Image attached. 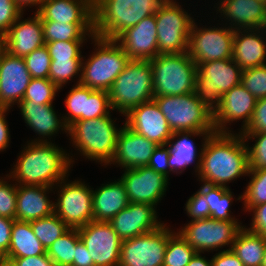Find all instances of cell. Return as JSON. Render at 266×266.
I'll use <instances>...</instances> for the list:
<instances>
[{"label":"cell","instance_id":"50","mask_svg":"<svg viewBox=\"0 0 266 266\" xmlns=\"http://www.w3.org/2000/svg\"><path fill=\"white\" fill-rule=\"evenodd\" d=\"M166 145H158L152 153L148 168L153 169L157 173L163 174L165 177H169V162L168 158L170 155L169 148H165Z\"/></svg>","mask_w":266,"mask_h":266},{"label":"cell","instance_id":"40","mask_svg":"<svg viewBox=\"0 0 266 266\" xmlns=\"http://www.w3.org/2000/svg\"><path fill=\"white\" fill-rule=\"evenodd\" d=\"M82 59H51L49 80L59 89L72 78L79 74L78 83L81 80Z\"/></svg>","mask_w":266,"mask_h":266},{"label":"cell","instance_id":"47","mask_svg":"<svg viewBox=\"0 0 266 266\" xmlns=\"http://www.w3.org/2000/svg\"><path fill=\"white\" fill-rule=\"evenodd\" d=\"M21 15L23 10L14 0H0V39Z\"/></svg>","mask_w":266,"mask_h":266},{"label":"cell","instance_id":"3","mask_svg":"<svg viewBox=\"0 0 266 266\" xmlns=\"http://www.w3.org/2000/svg\"><path fill=\"white\" fill-rule=\"evenodd\" d=\"M167 0H93L94 35L116 39L143 18L155 14Z\"/></svg>","mask_w":266,"mask_h":266},{"label":"cell","instance_id":"54","mask_svg":"<svg viewBox=\"0 0 266 266\" xmlns=\"http://www.w3.org/2000/svg\"><path fill=\"white\" fill-rule=\"evenodd\" d=\"M211 260L212 266H245L230 248L216 253Z\"/></svg>","mask_w":266,"mask_h":266},{"label":"cell","instance_id":"43","mask_svg":"<svg viewBox=\"0 0 266 266\" xmlns=\"http://www.w3.org/2000/svg\"><path fill=\"white\" fill-rule=\"evenodd\" d=\"M32 78L49 79L51 58L46 45L23 58Z\"/></svg>","mask_w":266,"mask_h":266},{"label":"cell","instance_id":"19","mask_svg":"<svg viewBox=\"0 0 266 266\" xmlns=\"http://www.w3.org/2000/svg\"><path fill=\"white\" fill-rule=\"evenodd\" d=\"M132 60H152L158 55L155 14L123 31L116 39Z\"/></svg>","mask_w":266,"mask_h":266},{"label":"cell","instance_id":"6","mask_svg":"<svg viewBox=\"0 0 266 266\" xmlns=\"http://www.w3.org/2000/svg\"><path fill=\"white\" fill-rule=\"evenodd\" d=\"M96 51L82 60L80 84L93 90L109 91L115 79L130 61L115 39L93 35Z\"/></svg>","mask_w":266,"mask_h":266},{"label":"cell","instance_id":"56","mask_svg":"<svg viewBox=\"0 0 266 266\" xmlns=\"http://www.w3.org/2000/svg\"><path fill=\"white\" fill-rule=\"evenodd\" d=\"M10 108L0 107V151L5 150L10 141L9 136V128L6 121V112L9 111Z\"/></svg>","mask_w":266,"mask_h":266},{"label":"cell","instance_id":"46","mask_svg":"<svg viewBox=\"0 0 266 266\" xmlns=\"http://www.w3.org/2000/svg\"><path fill=\"white\" fill-rule=\"evenodd\" d=\"M16 185V186H15ZM17 184H8L0 179V216L15 220L17 206Z\"/></svg>","mask_w":266,"mask_h":266},{"label":"cell","instance_id":"13","mask_svg":"<svg viewBox=\"0 0 266 266\" xmlns=\"http://www.w3.org/2000/svg\"><path fill=\"white\" fill-rule=\"evenodd\" d=\"M58 186L60 194L54 203V213L69 228L78 229L92 221V189L78 180L67 183L65 178L58 183Z\"/></svg>","mask_w":266,"mask_h":266},{"label":"cell","instance_id":"20","mask_svg":"<svg viewBox=\"0 0 266 266\" xmlns=\"http://www.w3.org/2000/svg\"><path fill=\"white\" fill-rule=\"evenodd\" d=\"M155 206L131 203L115 215L109 223L123 241L155 231L164 223L157 220Z\"/></svg>","mask_w":266,"mask_h":266},{"label":"cell","instance_id":"53","mask_svg":"<svg viewBox=\"0 0 266 266\" xmlns=\"http://www.w3.org/2000/svg\"><path fill=\"white\" fill-rule=\"evenodd\" d=\"M13 222V219L0 216V259L8 253Z\"/></svg>","mask_w":266,"mask_h":266},{"label":"cell","instance_id":"42","mask_svg":"<svg viewBox=\"0 0 266 266\" xmlns=\"http://www.w3.org/2000/svg\"><path fill=\"white\" fill-rule=\"evenodd\" d=\"M245 142L255 139L252 147L247 145L249 170L266 168V132L240 133Z\"/></svg>","mask_w":266,"mask_h":266},{"label":"cell","instance_id":"5","mask_svg":"<svg viewBox=\"0 0 266 266\" xmlns=\"http://www.w3.org/2000/svg\"><path fill=\"white\" fill-rule=\"evenodd\" d=\"M108 93L112 111L116 109L123 115L136 106L153 100V71L150 61L130 59Z\"/></svg>","mask_w":266,"mask_h":266},{"label":"cell","instance_id":"14","mask_svg":"<svg viewBox=\"0 0 266 266\" xmlns=\"http://www.w3.org/2000/svg\"><path fill=\"white\" fill-rule=\"evenodd\" d=\"M235 30L226 28H198L193 22L188 39L187 53L195 62L231 59Z\"/></svg>","mask_w":266,"mask_h":266},{"label":"cell","instance_id":"51","mask_svg":"<svg viewBox=\"0 0 266 266\" xmlns=\"http://www.w3.org/2000/svg\"><path fill=\"white\" fill-rule=\"evenodd\" d=\"M253 211V219L251 227L247 228L251 232L266 237V203L253 207L249 212Z\"/></svg>","mask_w":266,"mask_h":266},{"label":"cell","instance_id":"58","mask_svg":"<svg viewBox=\"0 0 266 266\" xmlns=\"http://www.w3.org/2000/svg\"><path fill=\"white\" fill-rule=\"evenodd\" d=\"M17 5L23 10L25 7H29L31 8V6H38L36 9L38 10L41 5H42V2L44 0H14Z\"/></svg>","mask_w":266,"mask_h":266},{"label":"cell","instance_id":"8","mask_svg":"<svg viewBox=\"0 0 266 266\" xmlns=\"http://www.w3.org/2000/svg\"><path fill=\"white\" fill-rule=\"evenodd\" d=\"M196 97L212 112L221 104L222 96L241 83V67L231 58L196 64Z\"/></svg>","mask_w":266,"mask_h":266},{"label":"cell","instance_id":"33","mask_svg":"<svg viewBox=\"0 0 266 266\" xmlns=\"http://www.w3.org/2000/svg\"><path fill=\"white\" fill-rule=\"evenodd\" d=\"M266 248V237L243 227L231 246L232 252L245 266H261Z\"/></svg>","mask_w":266,"mask_h":266},{"label":"cell","instance_id":"61","mask_svg":"<svg viewBox=\"0 0 266 266\" xmlns=\"http://www.w3.org/2000/svg\"><path fill=\"white\" fill-rule=\"evenodd\" d=\"M261 266H266V248H265V252H264V256H263V262Z\"/></svg>","mask_w":266,"mask_h":266},{"label":"cell","instance_id":"21","mask_svg":"<svg viewBox=\"0 0 266 266\" xmlns=\"http://www.w3.org/2000/svg\"><path fill=\"white\" fill-rule=\"evenodd\" d=\"M124 116L128 128L157 145H166L172 135L167 120L154 100L136 106Z\"/></svg>","mask_w":266,"mask_h":266},{"label":"cell","instance_id":"18","mask_svg":"<svg viewBox=\"0 0 266 266\" xmlns=\"http://www.w3.org/2000/svg\"><path fill=\"white\" fill-rule=\"evenodd\" d=\"M257 99L240 83L226 92L221 99L220 106L213 113L216 133H231L227 123L243 120L242 128L250 123Z\"/></svg>","mask_w":266,"mask_h":266},{"label":"cell","instance_id":"15","mask_svg":"<svg viewBox=\"0 0 266 266\" xmlns=\"http://www.w3.org/2000/svg\"><path fill=\"white\" fill-rule=\"evenodd\" d=\"M81 241L93 258L94 266H118L122 240L109 222L90 221L78 228Z\"/></svg>","mask_w":266,"mask_h":266},{"label":"cell","instance_id":"12","mask_svg":"<svg viewBox=\"0 0 266 266\" xmlns=\"http://www.w3.org/2000/svg\"><path fill=\"white\" fill-rule=\"evenodd\" d=\"M163 224L155 231L123 240L118 266H163L168 239L174 234Z\"/></svg>","mask_w":266,"mask_h":266},{"label":"cell","instance_id":"36","mask_svg":"<svg viewBox=\"0 0 266 266\" xmlns=\"http://www.w3.org/2000/svg\"><path fill=\"white\" fill-rule=\"evenodd\" d=\"M80 240L78 229L69 228L46 251L56 266H72L76 244Z\"/></svg>","mask_w":266,"mask_h":266},{"label":"cell","instance_id":"38","mask_svg":"<svg viewBox=\"0 0 266 266\" xmlns=\"http://www.w3.org/2000/svg\"><path fill=\"white\" fill-rule=\"evenodd\" d=\"M251 180L248 183L243 195H240L237 200H244V208L250 211L253 207L266 203V168L249 170Z\"/></svg>","mask_w":266,"mask_h":266},{"label":"cell","instance_id":"2","mask_svg":"<svg viewBox=\"0 0 266 266\" xmlns=\"http://www.w3.org/2000/svg\"><path fill=\"white\" fill-rule=\"evenodd\" d=\"M64 151L52 142H28L6 178L8 176V179L17 181V185L54 188L68 175L70 165L74 162L72 156L70 158Z\"/></svg>","mask_w":266,"mask_h":266},{"label":"cell","instance_id":"30","mask_svg":"<svg viewBox=\"0 0 266 266\" xmlns=\"http://www.w3.org/2000/svg\"><path fill=\"white\" fill-rule=\"evenodd\" d=\"M18 107L25 123L39 136H43L42 139H35L31 142H49L44 138L57 134L60 129L68 133V126L63 118L58 119L52 104L38 105L31 101H21Z\"/></svg>","mask_w":266,"mask_h":266},{"label":"cell","instance_id":"34","mask_svg":"<svg viewBox=\"0 0 266 266\" xmlns=\"http://www.w3.org/2000/svg\"><path fill=\"white\" fill-rule=\"evenodd\" d=\"M42 26L45 44L55 41H85L86 35H94V23L42 21Z\"/></svg>","mask_w":266,"mask_h":266},{"label":"cell","instance_id":"31","mask_svg":"<svg viewBox=\"0 0 266 266\" xmlns=\"http://www.w3.org/2000/svg\"><path fill=\"white\" fill-rule=\"evenodd\" d=\"M93 220L109 222L128 206L129 201L124 184L120 179L92 190Z\"/></svg>","mask_w":266,"mask_h":266},{"label":"cell","instance_id":"37","mask_svg":"<svg viewBox=\"0 0 266 266\" xmlns=\"http://www.w3.org/2000/svg\"><path fill=\"white\" fill-rule=\"evenodd\" d=\"M34 235L46 251L69 227L55 214L30 222Z\"/></svg>","mask_w":266,"mask_h":266},{"label":"cell","instance_id":"9","mask_svg":"<svg viewBox=\"0 0 266 266\" xmlns=\"http://www.w3.org/2000/svg\"><path fill=\"white\" fill-rule=\"evenodd\" d=\"M153 100L172 132L215 131L213 113L194 92L177 96H156Z\"/></svg>","mask_w":266,"mask_h":266},{"label":"cell","instance_id":"23","mask_svg":"<svg viewBox=\"0 0 266 266\" xmlns=\"http://www.w3.org/2000/svg\"><path fill=\"white\" fill-rule=\"evenodd\" d=\"M158 145L136 133L125 124L118 133L116 151L111 164H118L125 169L147 166L154 149Z\"/></svg>","mask_w":266,"mask_h":266},{"label":"cell","instance_id":"29","mask_svg":"<svg viewBox=\"0 0 266 266\" xmlns=\"http://www.w3.org/2000/svg\"><path fill=\"white\" fill-rule=\"evenodd\" d=\"M52 187L17 185L15 220L31 222L54 213V202L47 196Z\"/></svg>","mask_w":266,"mask_h":266},{"label":"cell","instance_id":"17","mask_svg":"<svg viewBox=\"0 0 266 266\" xmlns=\"http://www.w3.org/2000/svg\"><path fill=\"white\" fill-rule=\"evenodd\" d=\"M66 97L65 105L68 116L62 118L67 126L77 120L107 116L112 110L109 93L104 90H93L81 84H76Z\"/></svg>","mask_w":266,"mask_h":266},{"label":"cell","instance_id":"60","mask_svg":"<svg viewBox=\"0 0 266 266\" xmlns=\"http://www.w3.org/2000/svg\"><path fill=\"white\" fill-rule=\"evenodd\" d=\"M1 266H14L11 262L1 259Z\"/></svg>","mask_w":266,"mask_h":266},{"label":"cell","instance_id":"27","mask_svg":"<svg viewBox=\"0 0 266 266\" xmlns=\"http://www.w3.org/2000/svg\"><path fill=\"white\" fill-rule=\"evenodd\" d=\"M216 131H177L172 132L171 137L168 139L166 147L169 148L170 155L168 158L169 172L182 173L188 165L194 163L196 159V170L199 173L201 169L202 148L197 153V148L191 140V136H202L205 141L211 134ZM177 138V139H175ZM173 140V141H172ZM175 140V142H174ZM177 140V141H176ZM199 154V155H198ZM180 171V172H179Z\"/></svg>","mask_w":266,"mask_h":266},{"label":"cell","instance_id":"44","mask_svg":"<svg viewBox=\"0 0 266 266\" xmlns=\"http://www.w3.org/2000/svg\"><path fill=\"white\" fill-rule=\"evenodd\" d=\"M241 84L256 98H266V64L244 69Z\"/></svg>","mask_w":266,"mask_h":266},{"label":"cell","instance_id":"22","mask_svg":"<svg viewBox=\"0 0 266 266\" xmlns=\"http://www.w3.org/2000/svg\"><path fill=\"white\" fill-rule=\"evenodd\" d=\"M31 79L24 59L5 52L0 64V107L18 105Z\"/></svg>","mask_w":266,"mask_h":266},{"label":"cell","instance_id":"59","mask_svg":"<svg viewBox=\"0 0 266 266\" xmlns=\"http://www.w3.org/2000/svg\"><path fill=\"white\" fill-rule=\"evenodd\" d=\"M6 52L5 45L3 41L0 39V64L3 58L4 53Z\"/></svg>","mask_w":266,"mask_h":266},{"label":"cell","instance_id":"24","mask_svg":"<svg viewBox=\"0 0 266 266\" xmlns=\"http://www.w3.org/2000/svg\"><path fill=\"white\" fill-rule=\"evenodd\" d=\"M1 40L7 53L26 57L35 49L45 45L41 17L35 13L33 18L22 21L21 15Z\"/></svg>","mask_w":266,"mask_h":266},{"label":"cell","instance_id":"55","mask_svg":"<svg viewBox=\"0 0 266 266\" xmlns=\"http://www.w3.org/2000/svg\"><path fill=\"white\" fill-rule=\"evenodd\" d=\"M72 266H94L93 258L81 239L76 244Z\"/></svg>","mask_w":266,"mask_h":266},{"label":"cell","instance_id":"26","mask_svg":"<svg viewBox=\"0 0 266 266\" xmlns=\"http://www.w3.org/2000/svg\"><path fill=\"white\" fill-rule=\"evenodd\" d=\"M264 32L266 28L235 30L232 59L242 70L266 64Z\"/></svg>","mask_w":266,"mask_h":266},{"label":"cell","instance_id":"49","mask_svg":"<svg viewBox=\"0 0 266 266\" xmlns=\"http://www.w3.org/2000/svg\"><path fill=\"white\" fill-rule=\"evenodd\" d=\"M241 130L239 133L266 132V98L257 99L250 123Z\"/></svg>","mask_w":266,"mask_h":266},{"label":"cell","instance_id":"39","mask_svg":"<svg viewBox=\"0 0 266 266\" xmlns=\"http://www.w3.org/2000/svg\"><path fill=\"white\" fill-rule=\"evenodd\" d=\"M196 253L197 251L175 232L168 239L163 266H187Z\"/></svg>","mask_w":266,"mask_h":266},{"label":"cell","instance_id":"35","mask_svg":"<svg viewBox=\"0 0 266 266\" xmlns=\"http://www.w3.org/2000/svg\"><path fill=\"white\" fill-rule=\"evenodd\" d=\"M199 191L205 196L209 204L210 218L225 221H238L229 213L233 195L229 187L205 184Z\"/></svg>","mask_w":266,"mask_h":266},{"label":"cell","instance_id":"52","mask_svg":"<svg viewBox=\"0 0 266 266\" xmlns=\"http://www.w3.org/2000/svg\"><path fill=\"white\" fill-rule=\"evenodd\" d=\"M11 262L14 266H56L53 260L46 254L28 256L22 258H2Z\"/></svg>","mask_w":266,"mask_h":266},{"label":"cell","instance_id":"11","mask_svg":"<svg viewBox=\"0 0 266 266\" xmlns=\"http://www.w3.org/2000/svg\"><path fill=\"white\" fill-rule=\"evenodd\" d=\"M241 224L238 221L206 218L190 221L178 233L197 253H204L219 250L217 248L226 245L231 248L237 234L244 227Z\"/></svg>","mask_w":266,"mask_h":266},{"label":"cell","instance_id":"48","mask_svg":"<svg viewBox=\"0 0 266 266\" xmlns=\"http://www.w3.org/2000/svg\"><path fill=\"white\" fill-rule=\"evenodd\" d=\"M185 205L187 215L192 217L191 221L206 219L211 216L209 204L199 190L187 200Z\"/></svg>","mask_w":266,"mask_h":266},{"label":"cell","instance_id":"7","mask_svg":"<svg viewBox=\"0 0 266 266\" xmlns=\"http://www.w3.org/2000/svg\"><path fill=\"white\" fill-rule=\"evenodd\" d=\"M156 96L186 95L195 91L197 67L187 52L158 54L150 60Z\"/></svg>","mask_w":266,"mask_h":266},{"label":"cell","instance_id":"41","mask_svg":"<svg viewBox=\"0 0 266 266\" xmlns=\"http://www.w3.org/2000/svg\"><path fill=\"white\" fill-rule=\"evenodd\" d=\"M58 90L60 89L49 79L32 78L22 101H31L38 105L52 104Z\"/></svg>","mask_w":266,"mask_h":266},{"label":"cell","instance_id":"28","mask_svg":"<svg viewBox=\"0 0 266 266\" xmlns=\"http://www.w3.org/2000/svg\"><path fill=\"white\" fill-rule=\"evenodd\" d=\"M36 13L42 21L94 23L93 0H44Z\"/></svg>","mask_w":266,"mask_h":266},{"label":"cell","instance_id":"10","mask_svg":"<svg viewBox=\"0 0 266 266\" xmlns=\"http://www.w3.org/2000/svg\"><path fill=\"white\" fill-rule=\"evenodd\" d=\"M158 54L187 52L193 18L174 0L166 3L155 13Z\"/></svg>","mask_w":266,"mask_h":266},{"label":"cell","instance_id":"57","mask_svg":"<svg viewBox=\"0 0 266 266\" xmlns=\"http://www.w3.org/2000/svg\"><path fill=\"white\" fill-rule=\"evenodd\" d=\"M187 266H212V260L205 259L201 253H196Z\"/></svg>","mask_w":266,"mask_h":266},{"label":"cell","instance_id":"32","mask_svg":"<svg viewBox=\"0 0 266 266\" xmlns=\"http://www.w3.org/2000/svg\"><path fill=\"white\" fill-rule=\"evenodd\" d=\"M11 234L9 250L3 258H22L46 254V249L34 235L30 222L14 220Z\"/></svg>","mask_w":266,"mask_h":266},{"label":"cell","instance_id":"1","mask_svg":"<svg viewBox=\"0 0 266 266\" xmlns=\"http://www.w3.org/2000/svg\"><path fill=\"white\" fill-rule=\"evenodd\" d=\"M201 145V169L197 174L205 184L226 186V183L248 175L247 144L242 135L211 134Z\"/></svg>","mask_w":266,"mask_h":266},{"label":"cell","instance_id":"45","mask_svg":"<svg viewBox=\"0 0 266 266\" xmlns=\"http://www.w3.org/2000/svg\"><path fill=\"white\" fill-rule=\"evenodd\" d=\"M84 41H55L46 43L51 59H83L80 47Z\"/></svg>","mask_w":266,"mask_h":266},{"label":"cell","instance_id":"16","mask_svg":"<svg viewBox=\"0 0 266 266\" xmlns=\"http://www.w3.org/2000/svg\"><path fill=\"white\" fill-rule=\"evenodd\" d=\"M120 180L124 184L129 202L155 206L165 195L169 179L144 166L125 169Z\"/></svg>","mask_w":266,"mask_h":266},{"label":"cell","instance_id":"25","mask_svg":"<svg viewBox=\"0 0 266 266\" xmlns=\"http://www.w3.org/2000/svg\"><path fill=\"white\" fill-rule=\"evenodd\" d=\"M221 3V4H220ZM218 11L237 29L266 28V2L263 0H221Z\"/></svg>","mask_w":266,"mask_h":266},{"label":"cell","instance_id":"4","mask_svg":"<svg viewBox=\"0 0 266 266\" xmlns=\"http://www.w3.org/2000/svg\"><path fill=\"white\" fill-rule=\"evenodd\" d=\"M121 128H116L111 115L88 120H77L68 126L72 144L83 156L109 165L116 151L117 137Z\"/></svg>","mask_w":266,"mask_h":266}]
</instances>
